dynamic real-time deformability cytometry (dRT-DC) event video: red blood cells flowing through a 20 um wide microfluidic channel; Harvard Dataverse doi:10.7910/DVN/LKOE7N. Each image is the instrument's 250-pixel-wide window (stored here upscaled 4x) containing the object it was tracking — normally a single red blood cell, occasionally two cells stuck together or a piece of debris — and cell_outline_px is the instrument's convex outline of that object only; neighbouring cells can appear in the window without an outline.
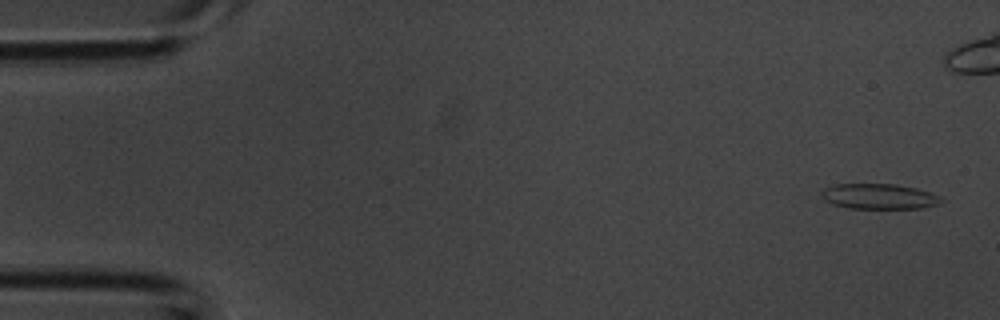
{"species": "common noctule bat (a hibernating species)", "species_latin": "Nyctalus noctula", "temperature_condition": "room temperature", "stored_images_in_passage": 43, "camera_frame_rate_fps": 3000, "um_per_image_px": 0.085, "animal": {"sex": "male", "body_mass_g": 20.1, "forearm_length_mm": 53.5}, "frame": {"image": 1, "passage_image": 2, "time_ms": 0.333, "image_size_px": [1000, 320], "cell_outline_px": [[944, 200], [936, 204], [920, 208], [848, 208], [832, 204], [824, 200], [820, 196], [820, 192], [824, 188], [832, 184], [896, 184], [916, 188], [940, 196]], "centroid_in_image_um": [74.65, 16.69], "position_along_channel_um": 10.4, "area_um2": 17.69}}
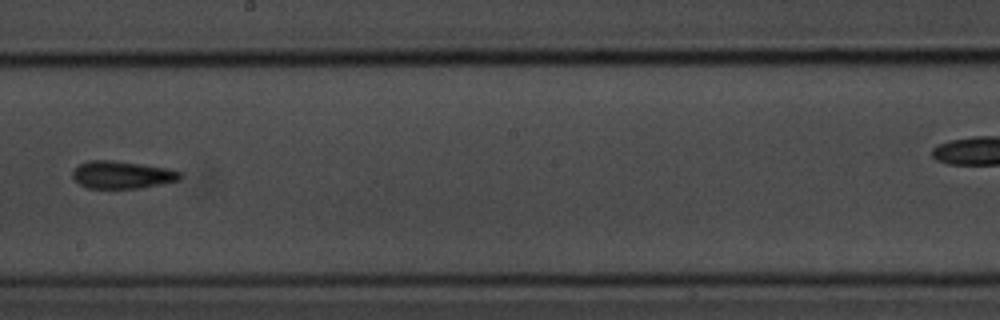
{"frame": {"image": 2, "passage_image": 24, "time_ms": 7.667, "image_size_px": [1000, 320], "cell_outline_px": [[184, 176], [180, 180], [140, 188], [88, 188], [80, 184], [72, 176], [72, 172], [80, 164], [88, 160], [108, 160], [140, 164], [168, 168], [180, 172]], "centroid_in_image_um": [10.4, 14.86], "position_along_channel_um": 237.8, "area_um2": 17.11}}
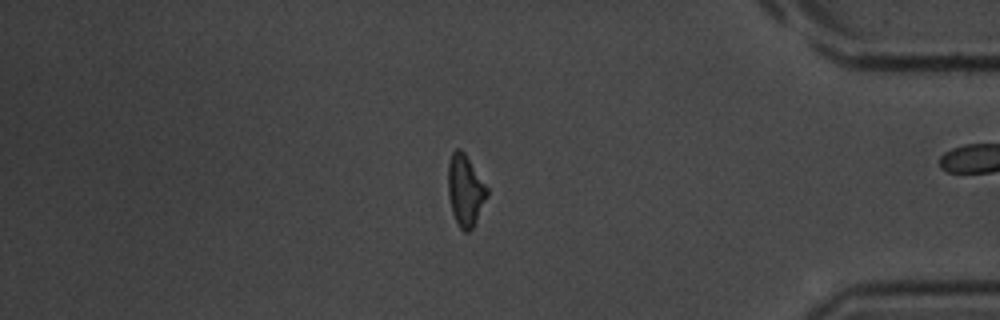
{"frame": {"image": 3, "passage_image": 36, "time_ms": 11.667, "image_size_px": [1000, 320], "cell_outline_px": [[488, 196], [472, 228], [468, 232], [464, 232], [460, 228], [452, 212], [448, 192], [448, 164], [452, 152], [456, 148], [460, 148], [464, 152], [488, 188]], "centroid_in_image_um": [39.55, 16.17], "position_along_channel_um": 395.7, "area_um2": 16.07}}